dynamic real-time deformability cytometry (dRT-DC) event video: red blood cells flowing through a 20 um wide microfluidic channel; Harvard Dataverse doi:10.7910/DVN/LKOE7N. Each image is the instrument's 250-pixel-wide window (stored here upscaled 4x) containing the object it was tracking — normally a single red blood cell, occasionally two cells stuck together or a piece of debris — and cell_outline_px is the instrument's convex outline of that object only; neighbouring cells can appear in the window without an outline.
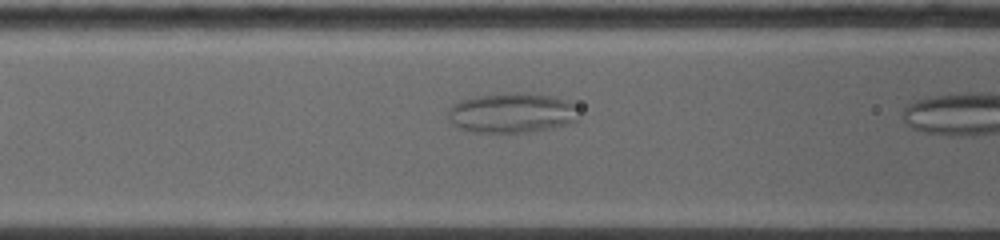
{"species": "common noctule bat (a hibernating species)", "species_latin": "Nyctalus noctula", "temperature_condition": "warm", "stored_images_in_passage": 8, "camera_frame_rate_fps": 5000, "um_per_image_px": 0.085, "animal": {"sex": "female", "body_mass_g": 19.0, "forearm_length_mm": 53.3}, "frame": {"image": 1, "passage_image": 7, "time_ms": 2.6, "image_size_px": [1000, 240], "cell_outline_px": [[576, 108], [568, 120], [564, 124], [544, 128], [464, 128], [456, 124], [452, 112], [452, 104], [460, 100], [472, 96], [512, 92], [524, 92], [552, 96], [564, 100], [572, 104]], "centroid_in_image_um": [43.5, 9.44], "position_along_channel_um": 123.1, "area_um2": 26.99}}